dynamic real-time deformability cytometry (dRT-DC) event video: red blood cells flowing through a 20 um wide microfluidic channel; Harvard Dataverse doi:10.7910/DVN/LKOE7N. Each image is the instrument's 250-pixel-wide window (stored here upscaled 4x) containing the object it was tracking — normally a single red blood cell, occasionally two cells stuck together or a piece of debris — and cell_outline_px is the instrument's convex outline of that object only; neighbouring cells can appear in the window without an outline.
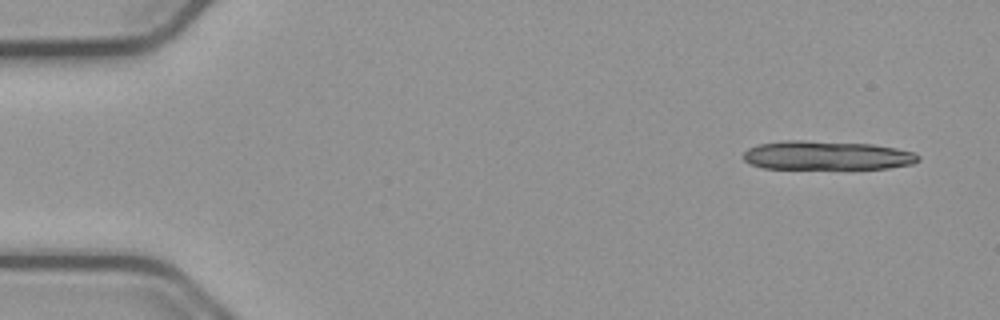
{"species": "common noctule bat (a hibernating species)", "species_latin": "Nyctalus noctula", "temperature_condition": "cold", "stored_images_in_passage": 14, "camera_frame_rate_fps": 3000, "um_per_image_px": 0.085, "animal": {"sex": "male", "body_mass_g": 23.1, "forearm_length_mm": 52.7}, "frame": {"image": 1, "passage_image": 3, "time_ms": 0.667, "image_size_px": [1000, 320], "cell_outline_px": [[920, 160], [912, 164], [888, 168], [764, 168], [752, 164], [744, 160], [744, 152], [748, 148], [756, 144], [784, 140], [804, 140], [872, 144], [896, 148], [912, 152], [920, 156]], "centroid_in_image_um": [70.27, 13.2], "position_along_channel_um": 14.7, "area_um2": 29.36}}